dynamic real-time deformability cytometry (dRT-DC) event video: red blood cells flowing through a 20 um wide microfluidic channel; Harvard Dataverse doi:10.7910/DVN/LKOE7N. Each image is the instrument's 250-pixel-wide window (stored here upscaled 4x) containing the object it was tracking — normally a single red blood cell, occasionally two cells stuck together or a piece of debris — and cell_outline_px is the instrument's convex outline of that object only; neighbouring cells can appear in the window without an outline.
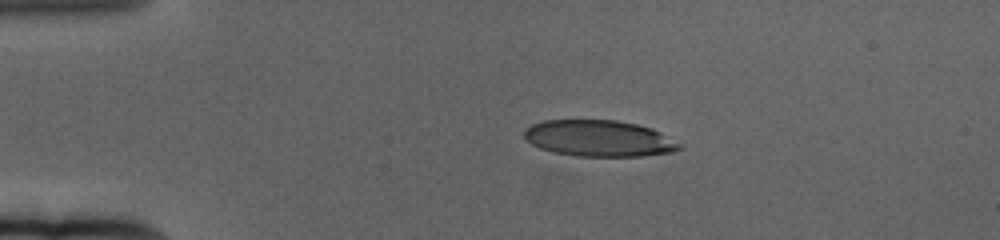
{"species": "human", "species_latin": "Homo sapiens", "temperature_condition": "cold", "stored_images_in_passage": 49, "camera_frame_rate_fps": 3000, "um_per_image_px": 0.085, "donor": {"sex": "female"}, "frame": {"image": 1, "passage_image": 1, "time_ms": 0.0, "image_size_px": [1000, 240], "cell_outline_px": [[684, 148], [672, 152], [640, 156], [576, 156], [556, 152], [540, 148], [532, 144], [524, 136], [524, 128], [532, 124], [544, 120], [616, 120], [636, 124], [652, 128], [684, 144]], "centroid_in_image_um": [50.96, 11.76], "position_along_channel_um": 34.0, "area_um2": 32.95}}
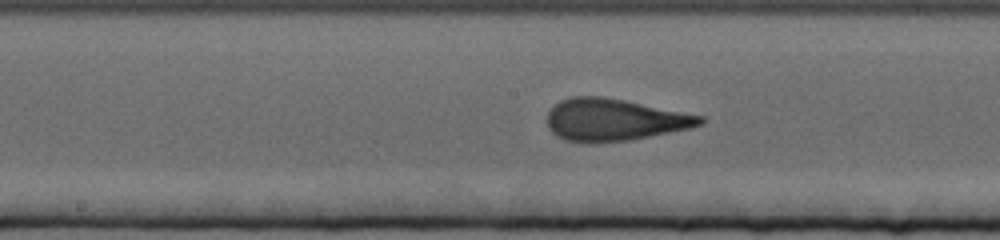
{"frame": {"image": 2, "passage_image": 20, "time_ms": 6.333, "image_size_px": [1000, 240], "cell_outline_px": [[704, 120], [700, 124], [692, 128], [628, 140], [592, 144], [588, 144], [564, 140], [556, 136], [548, 128], [548, 112], [560, 100], [572, 96], [600, 96], [624, 100], [704, 116]], "centroid_in_image_um": [52.18, 10.2], "position_along_channel_um": 196.0, "area_um2": 37.57}}
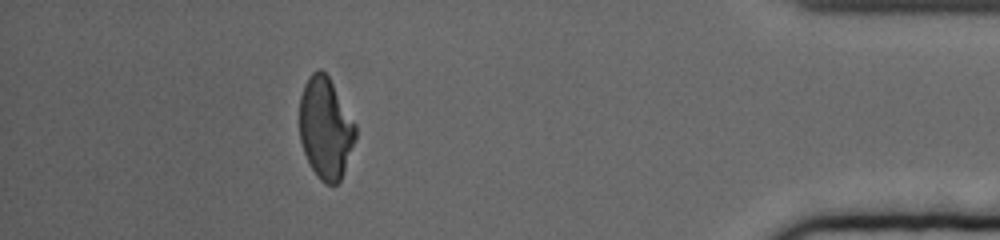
{"frame": {"image": 3, "passage_image": 43, "time_ms": 14.0, "image_size_px": [1000, 240], "cell_outline_px": [[356, 136], [340, 180], [336, 184], [324, 184], [316, 176], [304, 152], [300, 140], [300, 96], [304, 84], [312, 72], [320, 68], [328, 76], [356, 124]], "centroid_in_image_um": [27.66, 10.88], "position_along_channel_um": 407.5, "area_um2": 32.77}, "authors_computed_cell_mechanics": {"area_um2": 35.7782, "velocity_mm_per_s": 3.3513, "shape_relaxation_time_tau1_ms": 4.0466, "shape_relaxation_time_tau2_ms": 0.9347, "deformation_change_tau1": 0.1928, "deformation_change_tau2": 0.0956}}